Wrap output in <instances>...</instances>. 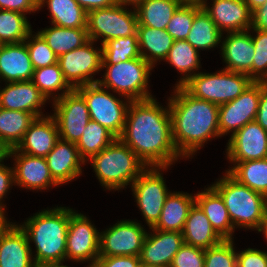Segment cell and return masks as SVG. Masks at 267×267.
I'll return each instance as SVG.
<instances>
[{
    "label": "cell",
    "instance_id": "cell-44",
    "mask_svg": "<svg viewBox=\"0 0 267 267\" xmlns=\"http://www.w3.org/2000/svg\"><path fill=\"white\" fill-rule=\"evenodd\" d=\"M256 35H252L254 44V58L252 64V80L267 82V31L251 28Z\"/></svg>",
    "mask_w": 267,
    "mask_h": 267
},
{
    "label": "cell",
    "instance_id": "cell-39",
    "mask_svg": "<svg viewBox=\"0 0 267 267\" xmlns=\"http://www.w3.org/2000/svg\"><path fill=\"white\" fill-rule=\"evenodd\" d=\"M31 28L25 14L0 10V45L24 42Z\"/></svg>",
    "mask_w": 267,
    "mask_h": 267
},
{
    "label": "cell",
    "instance_id": "cell-43",
    "mask_svg": "<svg viewBox=\"0 0 267 267\" xmlns=\"http://www.w3.org/2000/svg\"><path fill=\"white\" fill-rule=\"evenodd\" d=\"M201 8L194 5H180L167 24L166 31L174 40H186L194 16Z\"/></svg>",
    "mask_w": 267,
    "mask_h": 267
},
{
    "label": "cell",
    "instance_id": "cell-5",
    "mask_svg": "<svg viewBox=\"0 0 267 267\" xmlns=\"http://www.w3.org/2000/svg\"><path fill=\"white\" fill-rule=\"evenodd\" d=\"M88 161L101 186L107 190H120L137 179L147 168L142 160L119 138Z\"/></svg>",
    "mask_w": 267,
    "mask_h": 267
},
{
    "label": "cell",
    "instance_id": "cell-21",
    "mask_svg": "<svg viewBox=\"0 0 267 267\" xmlns=\"http://www.w3.org/2000/svg\"><path fill=\"white\" fill-rule=\"evenodd\" d=\"M53 180L66 184L82 174L81 164L86 162L80 157L76 143L59 139L51 152L45 157Z\"/></svg>",
    "mask_w": 267,
    "mask_h": 267
},
{
    "label": "cell",
    "instance_id": "cell-41",
    "mask_svg": "<svg viewBox=\"0 0 267 267\" xmlns=\"http://www.w3.org/2000/svg\"><path fill=\"white\" fill-rule=\"evenodd\" d=\"M32 33L31 31L28 34L24 42L27 45L33 69H39L58 63V57L48 46L43 37L38 32L35 33V35Z\"/></svg>",
    "mask_w": 267,
    "mask_h": 267
},
{
    "label": "cell",
    "instance_id": "cell-18",
    "mask_svg": "<svg viewBox=\"0 0 267 267\" xmlns=\"http://www.w3.org/2000/svg\"><path fill=\"white\" fill-rule=\"evenodd\" d=\"M150 229L153 233L147 232L140 254L141 263L170 267L175 254L184 244L182 232Z\"/></svg>",
    "mask_w": 267,
    "mask_h": 267
},
{
    "label": "cell",
    "instance_id": "cell-59",
    "mask_svg": "<svg viewBox=\"0 0 267 267\" xmlns=\"http://www.w3.org/2000/svg\"><path fill=\"white\" fill-rule=\"evenodd\" d=\"M7 154V150L0 144V161H2Z\"/></svg>",
    "mask_w": 267,
    "mask_h": 267
},
{
    "label": "cell",
    "instance_id": "cell-8",
    "mask_svg": "<svg viewBox=\"0 0 267 267\" xmlns=\"http://www.w3.org/2000/svg\"><path fill=\"white\" fill-rule=\"evenodd\" d=\"M76 90L84 97L91 120L119 138L125 126L126 113L131 101L125 97L124 101L116 98L99 83L83 85Z\"/></svg>",
    "mask_w": 267,
    "mask_h": 267
},
{
    "label": "cell",
    "instance_id": "cell-23",
    "mask_svg": "<svg viewBox=\"0 0 267 267\" xmlns=\"http://www.w3.org/2000/svg\"><path fill=\"white\" fill-rule=\"evenodd\" d=\"M59 140L58 126L52 115L36 117L16 149L24 154L46 157Z\"/></svg>",
    "mask_w": 267,
    "mask_h": 267
},
{
    "label": "cell",
    "instance_id": "cell-26",
    "mask_svg": "<svg viewBox=\"0 0 267 267\" xmlns=\"http://www.w3.org/2000/svg\"><path fill=\"white\" fill-rule=\"evenodd\" d=\"M195 203L202 209L212 227L223 239L234 238L232 236L235 229L224 200L212 186L195 194Z\"/></svg>",
    "mask_w": 267,
    "mask_h": 267
},
{
    "label": "cell",
    "instance_id": "cell-40",
    "mask_svg": "<svg viewBox=\"0 0 267 267\" xmlns=\"http://www.w3.org/2000/svg\"><path fill=\"white\" fill-rule=\"evenodd\" d=\"M141 57L138 35L108 40L102 44V64H117Z\"/></svg>",
    "mask_w": 267,
    "mask_h": 267
},
{
    "label": "cell",
    "instance_id": "cell-9",
    "mask_svg": "<svg viewBox=\"0 0 267 267\" xmlns=\"http://www.w3.org/2000/svg\"><path fill=\"white\" fill-rule=\"evenodd\" d=\"M115 4L87 12V32L90 40L101 45L108 40L137 34L138 17L135 8ZM99 38V39H98ZM103 39V40H102Z\"/></svg>",
    "mask_w": 267,
    "mask_h": 267
},
{
    "label": "cell",
    "instance_id": "cell-32",
    "mask_svg": "<svg viewBox=\"0 0 267 267\" xmlns=\"http://www.w3.org/2000/svg\"><path fill=\"white\" fill-rule=\"evenodd\" d=\"M180 5L178 0H142L135 7L138 26L166 30L167 24Z\"/></svg>",
    "mask_w": 267,
    "mask_h": 267
},
{
    "label": "cell",
    "instance_id": "cell-29",
    "mask_svg": "<svg viewBox=\"0 0 267 267\" xmlns=\"http://www.w3.org/2000/svg\"><path fill=\"white\" fill-rule=\"evenodd\" d=\"M137 34L140 55L152 67L166 59L175 41L166 30L148 26H137Z\"/></svg>",
    "mask_w": 267,
    "mask_h": 267
},
{
    "label": "cell",
    "instance_id": "cell-42",
    "mask_svg": "<svg viewBox=\"0 0 267 267\" xmlns=\"http://www.w3.org/2000/svg\"><path fill=\"white\" fill-rule=\"evenodd\" d=\"M234 239H224L216 246L204 249V267H237Z\"/></svg>",
    "mask_w": 267,
    "mask_h": 267
},
{
    "label": "cell",
    "instance_id": "cell-31",
    "mask_svg": "<svg viewBox=\"0 0 267 267\" xmlns=\"http://www.w3.org/2000/svg\"><path fill=\"white\" fill-rule=\"evenodd\" d=\"M48 6L51 24L64 28H86L87 12L76 0H38V10Z\"/></svg>",
    "mask_w": 267,
    "mask_h": 267
},
{
    "label": "cell",
    "instance_id": "cell-24",
    "mask_svg": "<svg viewBox=\"0 0 267 267\" xmlns=\"http://www.w3.org/2000/svg\"><path fill=\"white\" fill-rule=\"evenodd\" d=\"M33 66L25 42L0 45V80L31 81Z\"/></svg>",
    "mask_w": 267,
    "mask_h": 267
},
{
    "label": "cell",
    "instance_id": "cell-36",
    "mask_svg": "<svg viewBox=\"0 0 267 267\" xmlns=\"http://www.w3.org/2000/svg\"><path fill=\"white\" fill-rule=\"evenodd\" d=\"M226 171L238 182L267 197V158L233 163Z\"/></svg>",
    "mask_w": 267,
    "mask_h": 267
},
{
    "label": "cell",
    "instance_id": "cell-6",
    "mask_svg": "<svg viewBox=\"0 0 267 267\" xmlns=\"http://www.w3.org/2000/svg\"><path fill=\"white\" fill-rule=\"evenodd\" d=\"M106 68L103 79L98 83L118 93L130 101H141L153 98L147 89L149 75L153 67L142 57L130 59L117 64H102ZM151 94V95H150Z\"/></svg>",
    "mask_w": 267,
    "mask_h": 267
},
{
    "label": "cell",
    "instance_id": "cell-14",
    "mask_svg": "<svg viewBox=\"0 0 267 267\" xmlns=\"http://www.w3.org/2000/svg\"><path fill=\"white\" fill-rule=\"evenodd\" d=\"M146 235L135 220H120L100 233L99 257L140 256Z\"/></svg>",
    "mask_w": 267,
    "mask_h": 267
},
{
    "label": "cell",
    "instance_id": "cell-4",
    "mask_svg": "<svg viewBox=\"0 0 267 267\" xmlns=\"http://www.w3.org/2000/svg\"><path fill=\"white\" fill-rule=\"evenodd\" d=\"M211 185L223 198L230 220L236 228L260 232L267 213V197L234 179L227 171Z\"/></svg>",
    "mask_w": 267,
    "mask_h": 267
},
{
    "label": "cell",
    "instance_id": "cell-22",
    "mask_svg": "<svg viewBox=\"0 0 267 267\" xmlns=\"http://www.w3.org/2000/svg\"><path fill=\"white\" fill-rule=\"evenodd\" d=\"M247 31L229 32L221 41L220 51L226 67L225 70L245 73L252 79L254 44L252 35Z\"/></svg>",
    "mask_w": 267,
    "mask_h": 267
},
{
    "label": "cell",
    "instance_id": "cell-55",
    "mask_svg": "<svg viewBox=\"0 0 267 267\" xmlns=\"http://www.w3.org/2000/svg\"><path fill=\"white\" fill-rule=\"evenodd\" d=\"M181 5H194V6H199L203 7L206 3L207 0H178Z\"/></svg>",
    "mask_w": 267,
    "mask_h": 267
},
{
    "label": "cell",
    "instance_id": "cell-30",
    "mask_svg": "<svg viewBox=\"0 0 267 267\" xmlns=\"http://www.w3.org/2000/svg\"><path fill=\"white\" fill-rule=\"evenodd\" d=\"M35 119L33 113L0 107V144L6 150L16 148Z\"/></svg>",
    "mask_w": 267,
    "mask_h": 267
},
{
    "label": "cell",
    "instance_id": "cell-10",
    "mask_svg": "<svg viewBox=\"0 0 267 267\" xmlns=\"http://www.w3.org/2000/svg\"><path fill=\"white\" fill-rule=\"evenodd\" d=\"M168 167H147L132 183L133 196L136 199L145 222L152 228L158 221L169 193L162 170Z\"/></svg>",
    "mask_w": 267,
    "mask_h": 267
},
{
    "label": "cell",
    "instance_id": "cell-35",
    "mask_svg": "<svg viewBox=\"0 0 267 267\" xmlns=\"http://www.w3.org/2000/svg\"><path fill=\"white\" fill-rule=\"evenodd\" d=\"M222 35L210 16L201 8L194 16L186 40L198 51H203L221 44Z\"/></svg>",
    "mask_w": 267,
    "mask_h": 267
},
{
    "label": "cell",
    "instance_id": "cell-19",
    "mask_svg": "<svg viewBox=\"0 0 267 267\" xmlns=\"http://www.w3.org/2000/svg\"><path fill=\"white\" fill-rule=\"evenodd\" d=\"M202 8L223 32H239L251 29L252 12L244 0H212Z\"/></svg>",
    "mask_w": 267,
    "mask_h": 267
},
{
    "label": "cell",
    "instance_id": "cell-7",
    "mask_svg": "<svg viewBox=\"0 0 267 267\" xmlns=\"http://www.w3.org/2000/svg\"><path fill=\"white\" fill-rule=\"evenodd\" d=\"M253 82L245 73L223 69L212 74L197 72L182 87L194 98L220 106L236 99Z\"/></svg>",
    "mask_w": 267,
    "mask_h": 267
},
{
    "label": "cell",
    "instance_id": "cell-17",
    "mask_svg": "<svg viewBox=\"0 0 267 267\" xmlns=\"http://www.w3.org/2000/svg\"><path fill=\"white\" fill-rule=\"evenodd\" d=\"M14 159V182L21 188L30 190H48L58 186L53 180L45 157H37L19 152L16 148L7 150L6 157Z\"/></svg>",
    "mask_w": 267,
    "mask_h": 267
},
{
    "label": "cell",
    "instance_id": "cell-33",
    "mask_svg": "<svg viewBox=\"0 0 267 267\" xmlns=\"http://www.w3.org/2000/svg\"><path fill=\"white\" fill-rule=\"evenodd\" d=\"M38 33L59 58L61 55L83 46L90 39L86 28H64L52 24Z\"/></svg>",
    "mask_w": 267,
    "mask_h": 267
},
{
    "label": "cell",
    "instance_id": "cell-25",
    "mask_svg": "<svg viewBox=\"0 0 267 267\" xmlns=\"http://www.w3.org/2000/svg\"><path fill=\"white\" fill-rule=\"evenodd\" d=\"M0 267H36L27 235L16 223L0 239Z\"/></svg>",
    "mask_w": 267,
    "mask_h": 267
},
{
    "label": "cell",
    "instance_id": "cell-57",
    "mask_svg": "<svg viewBox=\"0 0 267 267\" xmlns=\"http://www.w3.org/2000/svg\"><path fill=\"white\" fill-rule=\"evenodd\" d=\"M40 267H68V266L63 265V262H55V263H46L41 265Z\"/></svg>",
    "mask_w": 267,
    "mask_h": 267
},
{
    "label": "cell",
    "instance_id": "cell-46",
    "mask_svg": "<svg viewBox=\"0 0 267 267\" xmlns=\"http://www.w3.org/2000/svg\"><path fill=\"white\" fill-rule=\"evenodd\" d=\"M237 267H267V252L250 247L237 252Z\"/></svg>",
    "mask_w": 267,
    "mask_h": 267
},
{
    "label": "cell",
    "instance_id": "cell-53",
    "mask_svg": "<svg viewBox=\"0 0 267 267\" xmlns=\"http://www.w3.org/2000/svg\"><path fill=\"white\" fill-rule=\"evenodd\" d=\"M4 211H5V206H0V239L14 224L10 221H7V217H5Z\"/></svg>",
    "mask_w": 267,
    "mask_h": 267
},
{
    "label": "cell",
    "instance_id": "cell-38",
    "mask_svg": "<svg viewBox=\"0 0 267 267\" xmlns=\"http://www.w3.org/2000/svg\"><path fill=\"white\" fill-rule=\"evenodd\" d=\"M116 137L105 127L90 120L83 131V135L76 143L80 157L86 162L110 145Z\"/></svg>",
    "mask_w": 267,
    "mask_h": 267
},
{
    "label": "cell",
    "instance_id": "cell-34",
    "mask_svg": "<svg viewBox=\"0 0 267 267\" xmlns=\"http://www.w3.org/2000/svg\"><path fill=\"white\" fill-rule=\"evenodd\" d=\"M199 51L195 49L187 40H175L170 48L165 62L174 66L179 73L184 76L180 78L176 86H182L196 71L200 69ZM195 71V72H194Z\"/></svg>",
    "mask_w": 267,
    "mask_h": 267
},
{
    "label": "cell",
    "instance_id": "cell-58",
    "mask_svg": "<svg viewBox=\"0 0 267 267\" xmlns=\"http://www.w3.org/2000/svg\"><path fill=\"white\" fill-rule=\"evenodd\" d=\"M260 232H263L262 234H264L265 239L267 241V213H266V217H265V223L263 224V227H262Z\"/></svg>",
    "mask_w": 267,
    "mask_h": 267
},
{
    "label": "cell",
    "instance_id": "cell-12",
    "mask_svg": "<svg viewBox=\"0 0 267 267\" xmlns=\"http://www.w3.org/2000/svg\"><path fill=\"white\" fill-rule=\"evenodd\" d=\"M84 214L69 208L66 259L88 262L92 267L99 257L100 232Z\"/></svg>",
    "mask_w": 267,
    "mask_h": 267
},
{
    "label": "cell",
    "instance_id": "cell-27",
    "mask_svg": "<svg viewBox=\"0 0 267 267\" xmlns=\"http://www.w3.org/2000/svg\"><path fill=\"white\" fill-rule=\"evenodd\" d=\"M182 234L185 244L202 249L216 246L224 240L196 203L189 210Z\"/></svg>",
    "mask_w": 267,
    "mask_h": 267
},
{
    "label": "cell",
    "instance_id": "cell-15",
    "mask_svg": "<svg viewBox=\"0 0 267 267\" xmlns=\"http://www.w3.org/2000/svg\"><path fill=\"white\" fill-rule=\"evenodd\" d=\"M261 96V81H254L236 99L219 106L220 136L233 135L247 123L255 121Z\"/></svg>",
    "mask_w": 267,
    "mask_h": 267
},
{
    "label": "cell",
    "instance_id": "cell-1",
    "mask_svg": "<svg viewBox=\"0 0 267 267\" xmlns=\"http://www.w3.org/2000/svg\"><path fill=\"white\" fill-rule=\"evenodd\" d=\"M119 139L147 167H170L182 157L173 142L169 105L163 108L155 98L130 102Z\"/></svg>",
    "mask_w": 267,
    "mask_h": 267
},
{
    "label": "cell",
    "instance_id": "cell-37",
    "mask_svg": "<svg viewBox=\"0 0 267 267\" xmlns=\"http://www.w3.org/2000/svg\"><path fill=\"white\" fill-rule=\"evenodd\" d=\"M31 81L39 88V91L47 98V100H50L49 98L51 97V100L54 101L73 90L64 79L59 63L34 69ZM55 91H61V94L59 92L56 93Z\"/></svg>",
    "mask_w": 267,
    "mask_h": 267
},
{
    "label": "cell",
    "instance_id": "cell-13",
    "mask_svg": "<svg viewBox=\"0 0 267 267\" xmlns=\"http://www.w3.org/2000/svg\"><path fill=\"white\" fill-rule=\"evenodd\" d=\"M54 117L59 139L77 143L91 120L84 97L76 90L53 101Z\"/></svg>",
    "mask_w": 267,
    "mask_h": 267
},
{
    "label": "cell",
    "instance_id": "cell-60",
    "mask_svg": "<svg viewBox=\"0 0 267 267\" xmlns=\"http://www.w3.org/2000/svg\"><path fill=\"white\" fill-rule=\"evenodd\" d=\"M140 267H164V266H159V265H148L145 263H141Z\"/></svg>",
    "mask_w": 267,
    "mask_h": 267
},
{
    "label": "cell",
    "instance_id": "cell-45",
    "mask_svg": "<svg viewBox=\"0 0 267 267\" xmlns=\"http://www.w3.org/2000/svg\"><path fill=\"white\" fill-rule=\"evenodd\" d=\"M170 267H204V249L184 243Z\"/></svg>",
    "mask_w": 267,
    "mask_h": 267
},
{
    "label": "cell",
    "instance_id": "cell-54",
    "mask_svg": "<svg viewBox=\"0 0 267 267\" xmlns=\"http://www.w3.org/2000/svg\"><path fill=\"white\" fill-rule=\"evenodd\" d=\"M251 12L264 5L267 0H244Z\"/></svg>",
    "mask_w": 267,
    "mask_h": 267
},
{
    "label": "cell",
    "instance_id": "cell-51",
    "mask_svg": "<svg viewBox=\"0 0 267 267\" xmlns=\"http://www.w3.org/2000/svg\"><path fill=\"white\" fill-rule=\"evenodd\" d=\"M251 28L267 31V2L252 12Z\"/></svg>",
    "mask_w": 267,
    "mask_h": 267
},
{
    "label": "cell",
    "instance_id": "cell-16",
    "mask_svg": "<svg viewBox=\"0 0 267 267\" xmlns=\"http://www.w3.org/2000/svg\"><path fill=\"white\" fill-rule=\"evenodd\" d=\"M226 156L231 163L267 158V130L256 121L247 123L230 135Z\"/></svg>",
    "mask_w": 267,
    "mask_h": 267
},
{
    "label": "cell",
    "instance_id": "cell-48",
    "mask_svg": "<svg viewBox=\"0 0 267 267\" xmlns=\"http://www.w3.org/2000/svg\"><path fill=\"white\" fill-rule=\"evenodd\" d=\"M0 10H10L23 14L36 12L38 0H0Z\"/></svg>",
    "mask_w": 267,
    "mask_h": 267
},
{
    "label": "cell",
    "instance_id": "cell-50",
    "mask_svg": "<svg viewBox=\"0 0 267 267\" xmlns=\"http://www.w3.org/2000/svg\"><path fill=\"white\" fill-rule=\"evenodd\" d=\"M255 121L267 130V82L261 81V96Z\"/></svg>",
    "mask_w": 267,
    "mask_h": 267
},
{
    "label": "cell",
    "instance_id": "cell-2",
    "mask_svg": "<svg viewBox=\"0 0 267 267\" xmlns=\"http://www.w3.org/2000/svg\"><path fill=\"white\" fill-rule=\"evenodd\" d=\"M168 99L172 121V137L183 158L195 155L209 138L221 137L219 106L194 98L182 86H175Z\"/></svg>",
    "mask_w": 267,
    "mask_h": 267
},
{
    "label": "cell",
    "instance_id": "cell-52",
    "mask_svg": "<svg viewBox=\"0 0 267 267\" xmlns=\"http://www.w3.org/2000/svg\"><path fill=\"white\" fill-rule=\"evenodd\" d=\"M77 3L86 11L94 9L108 8L115 5L114 0H76Z\"/></svg>",
    "mask_w": 267,
    "mask_h": 267
},
{
    "label": "cell",
    "instance_id": "cell-49",
    "mask_svg": "<svg viewBox=\"0 0 267 267\" xmlns=\"http://www.w3.org/2000/svg\"><path fill=\"white\" fill-rule=\"evenodd\" d=\"M6 158L0 161V206H5V204H2V200L4 196L6 198V193L11 190L10 188L13 185L15 186L13 167H7L3 163L4 160H7Z\"/></svg>",
    "mask_w": 267,
    "mask_h": 267
},
{
    "label": "cell",
    "instance_id": "cell-56",
    "mask_svg": "<svg viewBox=\"0 0 267 267\" xmlns=\"http://www.w3.org/2000/svg\"><path fill=\"white\" fill-rule=\"evenodd\" d=\"M142 0H114L115 4L121 5V6H133L132 8H135Z\"/></svg>",
    "mask_w": 267,
    "mask_h": 267
},
{
    "label": "cell",
    "instance_id": "cell-3",
    "mask_svg": "<svg viewBox=\"0 0 267 267\" xmlns=\"http://www.w3.org/2000/svg\"><path fill=\"white\" fill-rule=\"evenodd\" d=\"M68 224L69 208L62 206L44 209L27 218L24 224H18L26 233L28 242L35 244L33 259L36 266L65 262Z\"/></svg>",
    "mask_w": 267,
    "mask_h": 267
},
{
    "label": "cell",
    "instance_id": "cell-28",
    "mask_svg": "<svg viewBox=\"0 0 267 267\" xmlns=\"http://www.w3.org/2000/svg\"><path fill=\"white\" fill-rule=\"evenodd\" d=\"M195 203V194L170 192L164 202L161 215L152 227L162 231L183 232L190 208Z\"/></svg>",
    "mask_w": 267,
    "mask_h": 267
},
{
    "label": "cell",
    "instance_id": "cell-20",
    "mask_svg": "<svg viewBox=\"0 0 267 267\" xmlns=\"http://www.w3.org/2000/svg\"><path fill=\"white\" fill-rule=\"evenodd\" d=\"M47 98L39 91L32 81L7 82L0 89V107L7 110H17L33 113L42 117L41 108Z\"/></svg>",
    "mask_w": 267,
    "mask_h": 267
},
{
    "label": "cell",
    "instance_id": "cell-47",
    "mask_svg": "<svg viewBox=\"0 0 267 267\" xmlns=\"http://www.w3.org/2000/svg\"><path fill=\"white\" fill-rule=\"evenodd\" d=\"M140 256L98 257L92 267H140Z\"/></svg>",
    "mask_w": 267,
    "mask_h": 267
},
{
    "label": "cell",
    "instance_id": "cell-11",
    "mask_svg": "<svg viewBox=\"0 0 267 267\" xmlns=\"http://www.w3.org/2000/svg\"><path fill=\"white\" fill-rule=\"evenodd\" d=\"M94 41L89 40L83 46L69 51L58 58L64 79L76 89L77 87L98 83L93 74L102 70V45L94 48Z\"/></svg>",
    "mask_w": 267,
    "mask_h": 267
}]
</instances>
